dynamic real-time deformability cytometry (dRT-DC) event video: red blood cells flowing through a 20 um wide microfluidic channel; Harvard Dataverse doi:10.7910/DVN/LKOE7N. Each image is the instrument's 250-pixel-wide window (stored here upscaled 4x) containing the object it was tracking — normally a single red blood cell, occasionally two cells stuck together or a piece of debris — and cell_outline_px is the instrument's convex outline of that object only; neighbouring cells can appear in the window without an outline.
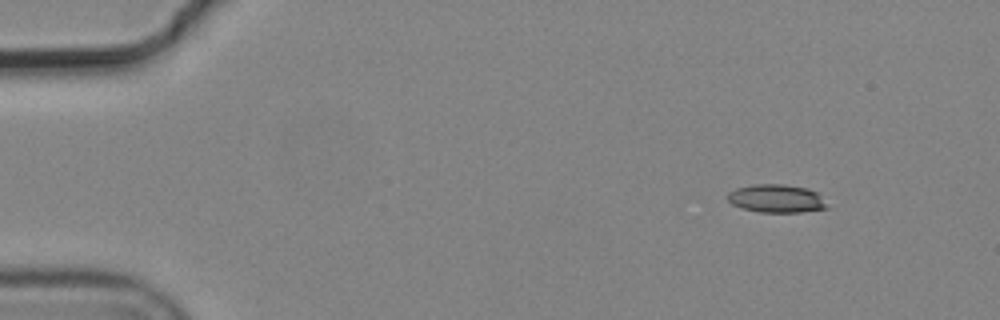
{"species": "common noctule bat (a hibernating species)", "species_latin": "Nyctalus noctula", "temperature_condition": "cold", "stored_images_in_passage": 4, "camera_frame_rate_fps": 3000, "um_per_image_px": 0.085, "animal": {"sex": "male", "body_mass_g": 19.2, "forearm_length_mm": 51.8}, "frame": {"image": 1, "passage_image": 1, "time_ms": 0.0, "image_size_px": [1000, 320], "cell_outline_px": [[828, 208], [800, 212], [760, 212], [740, 208], [732, 204], [724, 196], [728, 192], [736, 188], [752, 184], [784, 184], [808, 188], [816, 192], [820, 196]], "centroid_in_image_um": [65.92, 16.87], "position_along_channel_um": 19.1, "area_um2": 16.42}}